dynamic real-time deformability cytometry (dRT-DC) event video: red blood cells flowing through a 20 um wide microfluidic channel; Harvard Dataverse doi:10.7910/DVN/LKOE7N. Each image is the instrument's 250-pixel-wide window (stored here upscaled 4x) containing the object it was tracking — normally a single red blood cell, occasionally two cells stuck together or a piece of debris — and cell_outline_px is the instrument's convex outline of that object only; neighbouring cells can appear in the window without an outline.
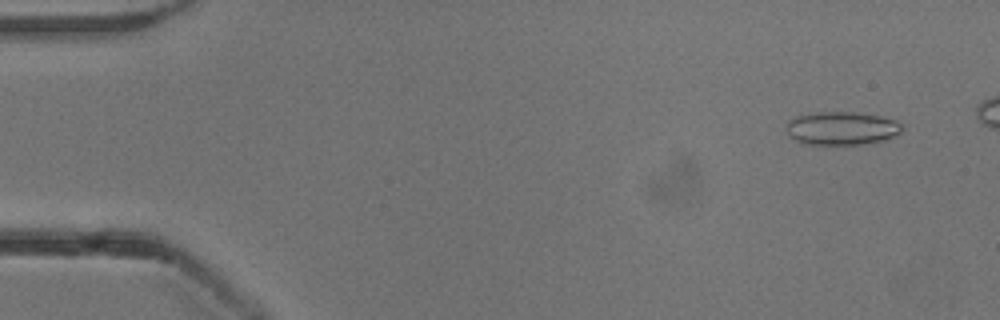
{"species": "common noctule bat (a hibernating species)", "species_latin": "Nyctalus noctula", "temperature_condition": "cold", "stored_images_in_passage": 49, "camera_frame_rate_fps": 3000, "um_per_image_px": 0.085, "animal": {"sex": "male", "body_mass_g": 13.3}, "frame": {"image": 1, "passage_image": 4, "time_ms": 1.0, "image_size_px": [1000, 320], "cell_outline_px": [[904, 128], [900, 132], [884, 140], [864, 144], [804, 144], [788, 136], [788, 120], [796, 116], [820, 112], [856, 112], [896, 120], [904, 124]], "centroid_in_image_um": [71.56, 10.9], "position_along_channel_um": 13.4, "area_um2": 22.31}}
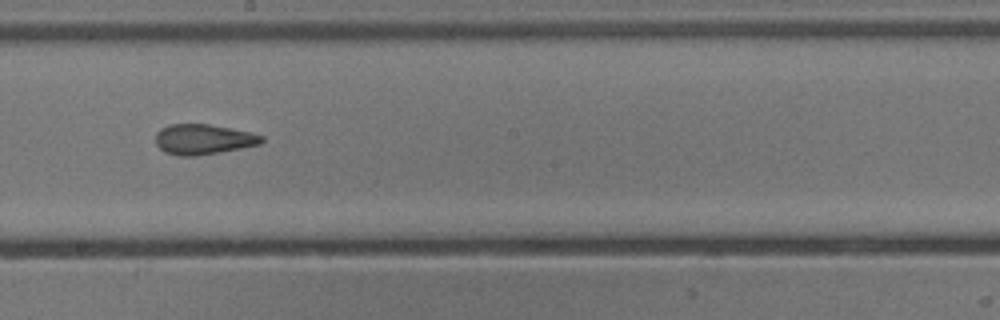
{"frame": {"image": 2, "passage_image": 30, "time_ms": 9.667, "image_size_px": [1000, 320], "cell_outline_px": [[264, 140], [260, 144], [220, 152], [196, 156], [180, 156], [164, 152], [156, 144], [156, 132], [160, 128], [168, 124], [208, 124], [252, 132], [264, 136]], "centroid_in_image_um": [17.27, 11.84], "position_along_channel_um": 230.9, "area_um2": 18.79}}
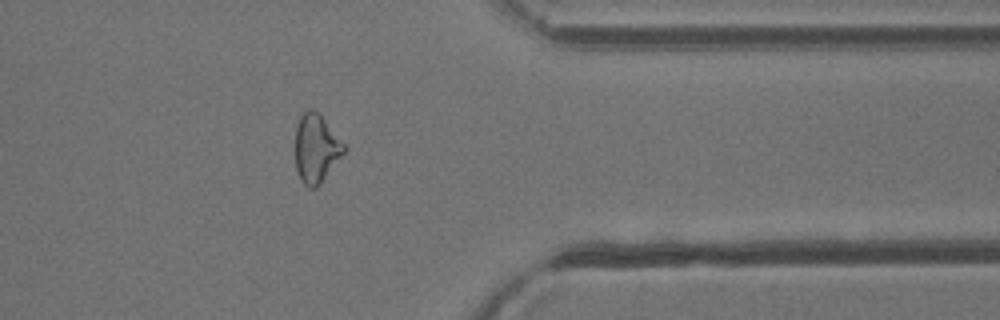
{"frame": {"image": 3, "passage_image": 43, "time_ms": 14.0, "image_size_px": [1000, 320], "cell_outline_px": [[344, 152], [320, 184], [316, 188], [308, 188], [300, 180], [296, 168], [296, 124], [300, 116], [308, 108], [312, 108], [320, 112], [344, 144]], "centroid_in_image_um": [26.85, 12.58], "position_along_channel_um": 384.6, "area_um2": 19.42}, "authors_computed_cell_mechanics": {"area_um2": 19.5942, "velocity_mm_per_s": 3.8678, "shape_relaxation_time_tau1_ms": null, "shape_relaxation_time_tau2_ms": 1.8891, "deformation_change_tau1": null, "deformation_change_tau2": 0.0911}}